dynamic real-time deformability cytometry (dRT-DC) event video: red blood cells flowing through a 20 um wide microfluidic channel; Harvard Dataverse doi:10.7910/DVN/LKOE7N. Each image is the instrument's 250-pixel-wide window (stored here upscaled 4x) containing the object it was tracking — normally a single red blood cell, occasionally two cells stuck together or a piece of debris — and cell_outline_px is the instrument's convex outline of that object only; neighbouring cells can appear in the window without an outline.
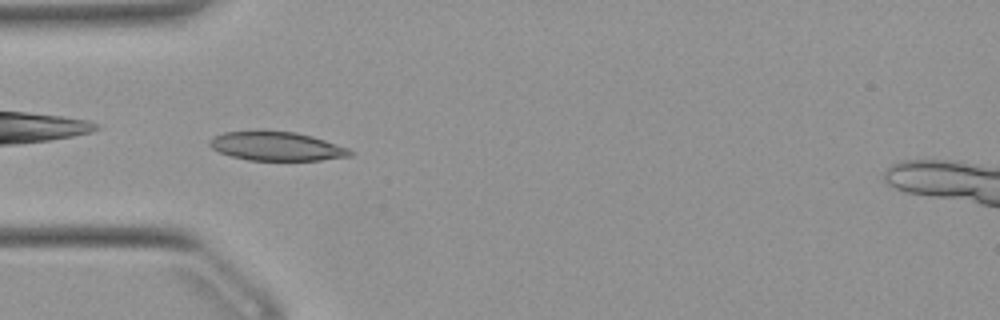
{"species": "Egyptian fruit bat (a non-hibernating species)", "species_latin": "Rousettus aegyptiacus", "temperature_condition": "warm", "stored_images_in_passage": 42, "camera_frame_rate_fps": 3000, "um_per_image_px": 0.085, "animal": {"sex": "female"}, "frame": {"image": 1, "passage_image": 7, "time_ms": 2.0, "image_size_px": [1000, 320], "cell_outline_px": [[352, 156], [320, 160], [248, 160], [232, 156], [220, 152], [212, 148], [208, 144], [208, 140], [212, 136], [224, 132], [296, 132], [312, 136], [348, 148], [352, 152]], "centroid_in_image_um": [23.5, 12.44], "position_along_channel_um": 61.5, "area_um2": 23.24}}
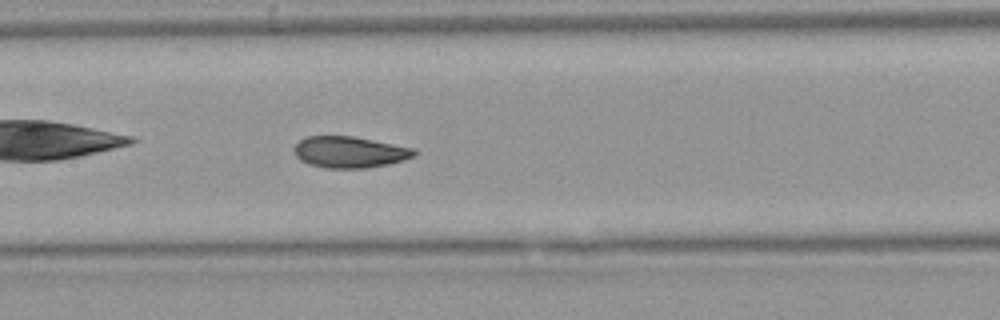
{"frame": {"image": 2, "passage_image": 16, "time_ms": 5.0, "image_size_px": [1000, 320], "cell_outline_px": [[416, 156], [404, 160], [388, 164], [364, 168], [328, 168], [308, 164], [300, 160], [296, 156], [292, 148], [300, 140], [308, 136], [352, 136], [416, 148]], "centroid_in_image_um": [29.73, 12.93], "position_along_channel_um": 177.7, "area_um2": 22.02}}
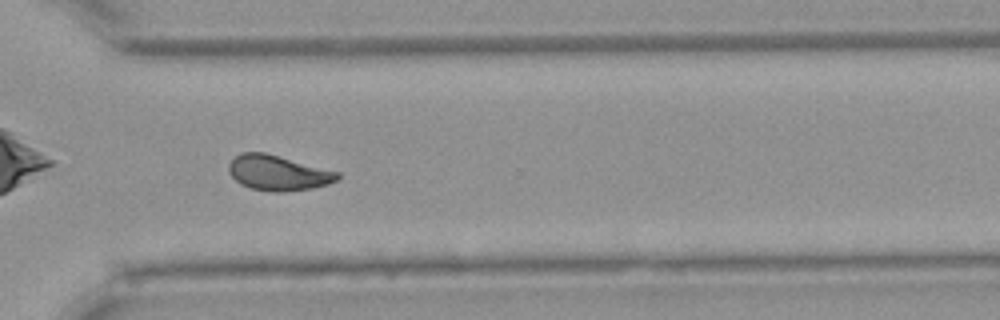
{"frame": {"image": 3, "passage_image": 29, "time_ms": 9.333, "image_size_px": [1000, 320], "cell_outline_px": [[340, 176], [336, 180], [328, 184], [312, 188], [284, 192], [268, 192], [252, 188], [240, 184], [228, 172], [228, 164], [240, 152], [264, 152], [340, 172]], "centroid_in_image_um": [23.62, 14.7], "position_along_channel_um": 347.0, "area_um2": 22.31}, "authors_computed_cell_mechanics": {"area_um2": 22.1952, "velocity_mm_per_s": 3.915, "shape_relaxation_time_tau1_ms": 5.8885, "shape_relaxation_time_tau2_ms": 1.4358, "deformation_change_tau1": 0.1515, "deformation_change_tau2": 0.05}}